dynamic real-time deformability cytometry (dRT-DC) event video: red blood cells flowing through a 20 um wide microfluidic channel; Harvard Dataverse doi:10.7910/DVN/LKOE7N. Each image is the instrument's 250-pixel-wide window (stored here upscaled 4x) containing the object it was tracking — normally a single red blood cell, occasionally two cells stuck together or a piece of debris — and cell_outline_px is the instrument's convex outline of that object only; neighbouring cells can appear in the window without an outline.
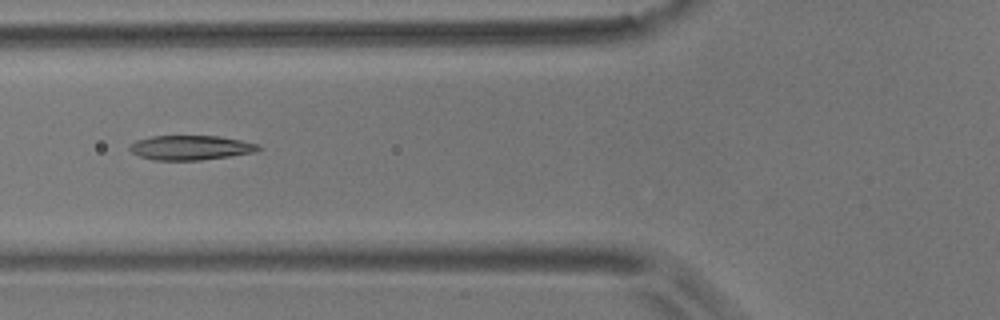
{"species": "common noctule bat (a hibernating species)", "species_latin": "Nyctalus noctula", "temperature_condition": "room temperature", "stored_images_in_passage": 6, "camera_frame_rate_fps": 3000, "um_per_image_px": 0.085, "animal": {"sex": "male", "body_mass_g": 17.9}, "frame": {"image": 1, "passage_image": 4, "time_ms": 1.0, "image_size_px": [1000, 320], "cell_outline_px": [[264, 148], [256, 152], [200, 160], [152, 160], [140, 156], [132, 152], [128, 148], [136, 140], [152, 136], [220, 136], [260, 144]], "centroid_in_image_um": [16.24, 12.55], "position_along_channel_um": 109.6, "area_um2": 18.44}}
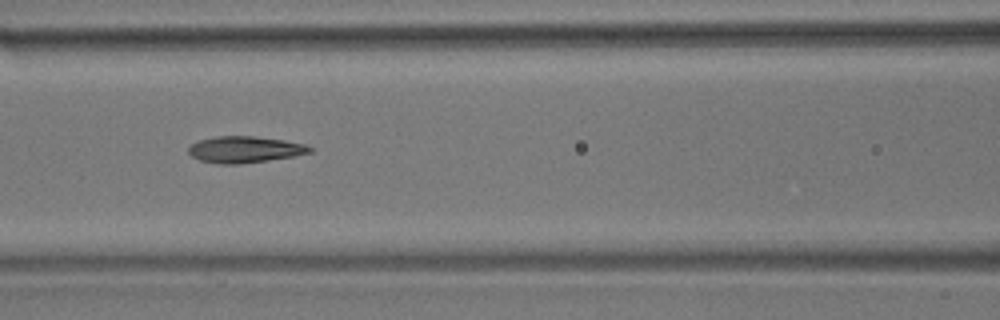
{"frame": {"image": 2, "passage_image": 5, "time_ms": 1.333, "image_size_px": [1000, 320], "cell_outline_px": [[312, 152], [292, 156], [268, 160], [240, 164], [216, 164], [200, 160], [192, 156], [188, 152], [188, 148], [192, 144], [200, 140], [216, 136], [252, 136], [284, 140], [304, 144], [312, 148]], "centroid_in_image_um": [20.78, 12.71], "position_along_channel_um": 145.8, "area_um2": 18.55}}
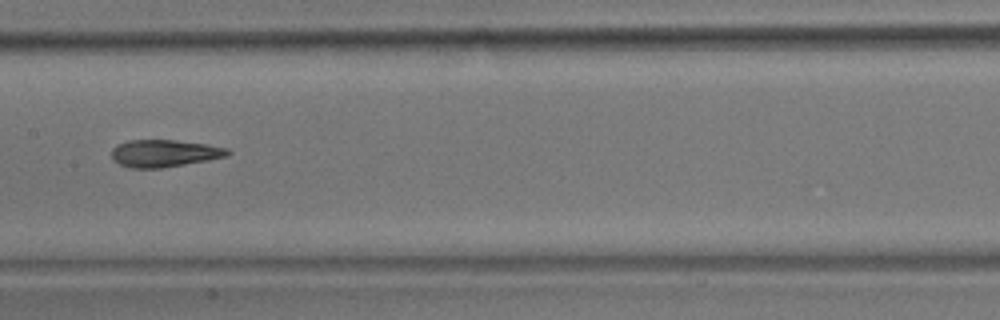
{"frame": {"image": 3, "passage_image": 6, "time_ms": 1.667, "image_size_px": [1000, 320], "cell_outline_px": [[232, 152], [228, 156], [208, 160], [160, 168], [128, 168], [112, 160], [112, 148], [116, 144], [128, 140], [176, 140], [208, 144], [228, 148]], "centroid_in_image_um": [13.96, 13.02], "position_along_channel_um": 193.4, "area_um2": 18.61}}